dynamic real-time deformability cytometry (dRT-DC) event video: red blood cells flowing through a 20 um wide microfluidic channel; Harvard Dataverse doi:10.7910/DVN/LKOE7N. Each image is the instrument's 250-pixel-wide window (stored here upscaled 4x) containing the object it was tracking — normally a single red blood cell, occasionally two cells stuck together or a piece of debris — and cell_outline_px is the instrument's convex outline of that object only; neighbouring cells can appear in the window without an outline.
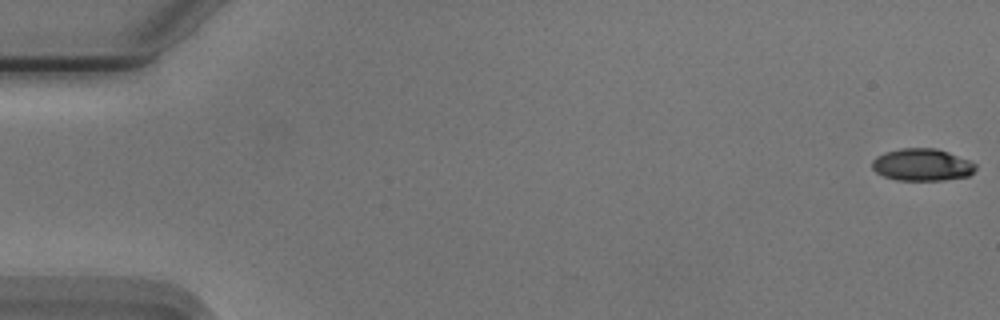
{"species": "Egyptian fruit bat (a non-hibernating species)", "species_latin": "Rousettus aegyptiacus", "temperature_condition": "cold", "stored_images_in_passage": 11, "camera_frame_rate_fps": 3000, "um_per_image_px": 0.085, "animal": {"sex": "male"}, "frame": {"image": 1, "passage_image": 1, "time_ms": 0.0, "image_size_px": [1000, 320], "cell_outline_px": [[976, 168], [968, 176], [944, 180], [896, 180], [884, 176], [876, 172], [872, 168], [872, 160], [876, 156], [884, 152], [900, 148], [936, 148], [948, 152], [968, 160], [976, 164]], "centroid_in_image_um": [78.34, 14.0], "position_along_channel_um": 6.7, "area_um2": 19.42}}